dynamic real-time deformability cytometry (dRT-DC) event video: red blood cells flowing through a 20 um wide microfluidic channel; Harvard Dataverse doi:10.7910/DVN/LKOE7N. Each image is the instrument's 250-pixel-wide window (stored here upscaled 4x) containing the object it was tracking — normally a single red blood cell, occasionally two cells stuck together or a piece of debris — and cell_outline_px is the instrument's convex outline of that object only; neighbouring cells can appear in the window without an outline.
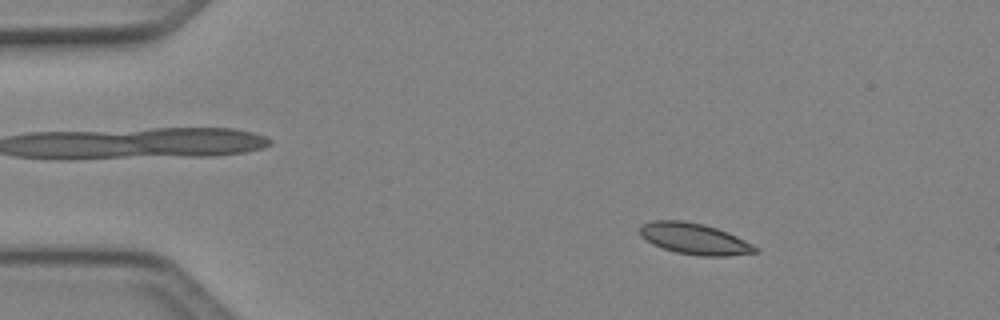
{"species": "Egyptian fruit bat (a non-hibernating species)", "species_latin": "Rousettus aegyptiacus", "temperature_condition": "cold", "stored_images_in_passage": 6, "camera_frame_rate_fps": 3000, "um_per_image_px": 0.085, "animal": {"sex": "female"}, "frame": {"image": 1, "passage_image": 2, "time_ms": 0.333, "image_size_px": [1000, 320], "cell_outline_px": [[760, 248], [756, 252], [728, 256], [700, 256], [676, 252], [652, 244], [640, 236], [640, 224], [652, 220], [684, 220], [704, 224], [728, 232]], "centroid_in_image_um": [59.0, 20.28], "position_along_channel_um": 26.0, "area_um2": 21.04}}
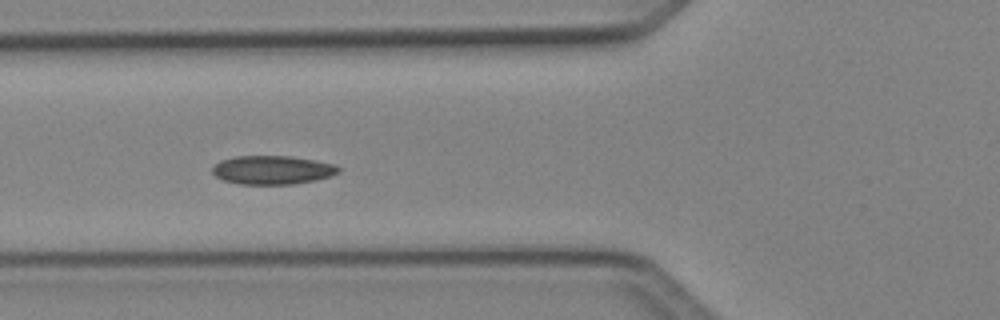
{"frame": {"image": 2, "passage_image": 5, "time_ms": 1.333, "image_size_px": [1000, 320], "cell_outline_px": [[340, 172], [332, 176], [316, 180], [292, 184], [240, 184], [224, 180], [216, 176], [212, 172], [212, 168], [220, 160], [236, 156], [292, 156], [336, 164], [340, 168]], "centroid_in_image_um": [23.19, 14.44], "position_along_channel_um": 102.6, "area_um2": 21.15}}
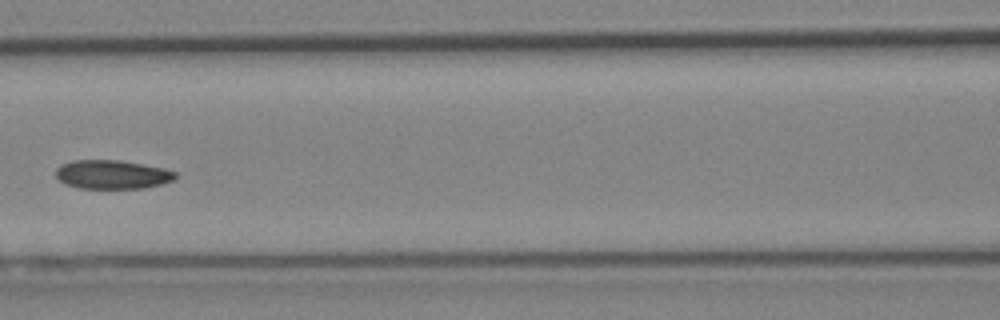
{"frame": {"image": 3, "passage_image": 6, "time_ms": 1.667, "image_size_px": [1000, 320], "cell_outline_px": [[176, 176], [172, 180], [160, 184], [144, 188], [76, 188], [64, 184], [56, 176], [56, 168], [60, 164], [72, 160], [120, 160], [164, 168], [176, 172]], "centroid_in_image_um": [9.49, 14.83], "position_along_channel_um": 157.1, "area_um2": 20.11}}